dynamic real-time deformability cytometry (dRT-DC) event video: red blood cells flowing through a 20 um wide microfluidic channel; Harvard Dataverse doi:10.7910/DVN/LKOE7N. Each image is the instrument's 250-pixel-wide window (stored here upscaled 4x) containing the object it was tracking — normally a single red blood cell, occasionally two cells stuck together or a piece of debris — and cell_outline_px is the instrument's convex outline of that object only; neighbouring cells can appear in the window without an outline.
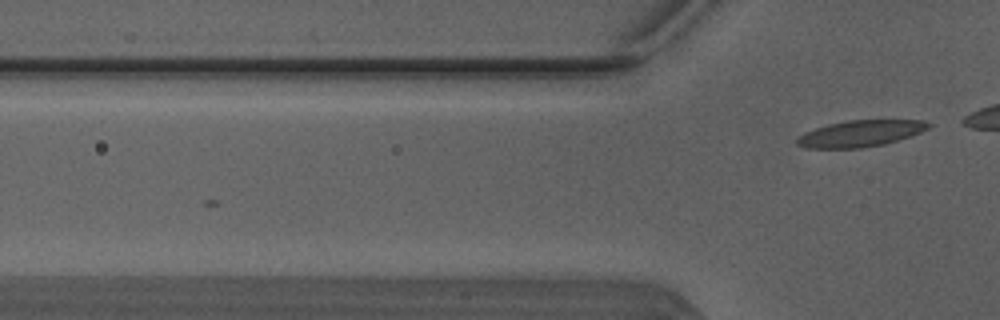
{"species": "Egyptian fruit bat (a non-hibernating species)", "species_latin": "Rousettus aegyptiacus", "temperature_condition": "warm", "stored_images_in_passage": 4, "camera_frame_rate_fps": 3000, "um_per_image_px": 0.085, "animal": {"sex": "male"}, "frame": {"image": 1, "passage_image": 4, "time_ms": 1.0, "image_size_px": [1000, 320], "cell_outline_px": [[932, 124], [928, 128], [920, 132], [884, 144], [860, 148], [804, 148], [796, 144], [796, 136], [804, 132], [828, 124], [848, 120], [924, 120]], "centroid_in_image_um": [73.07, 11.35], "position_along_channel_um": 52.7, "area_um2": 20.17}}